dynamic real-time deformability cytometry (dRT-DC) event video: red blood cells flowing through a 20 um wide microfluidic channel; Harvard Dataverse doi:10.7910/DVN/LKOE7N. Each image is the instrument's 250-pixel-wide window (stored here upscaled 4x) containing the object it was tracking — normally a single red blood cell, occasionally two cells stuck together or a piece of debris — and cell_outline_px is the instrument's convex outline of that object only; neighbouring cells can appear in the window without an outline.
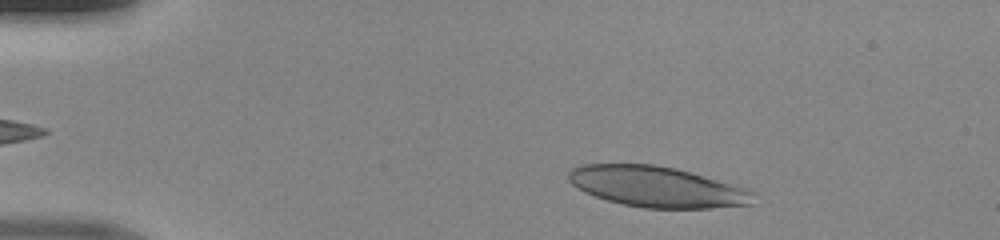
{"species": "human", "species_latin": "Homo sapiens", "temperature_condition": "room temperature", "stored_images_in_passage": 43, "camera_frame_rate_fps": 3000, "um_per_image_px": 0.085, "donor": {"sex": "male"}, "frame": {"image": 1, "passage_image": 4, "time_ms": 1.0, "image_size_px": [1000, 240], "cell_outline_px": [[752, 204], [712, 208], [644, 208], [624, 204], [608, 200], [584, 192], [572, 184], [568, 180], [568, 172], [572, 168], [580, 164], [656, 164], [676, 168], [748, 188], [752, 192]], "centroid_in_image_um": [55.82, 15.86], "position_along_channel_um": 29.2, "area_um2": 43.75}}
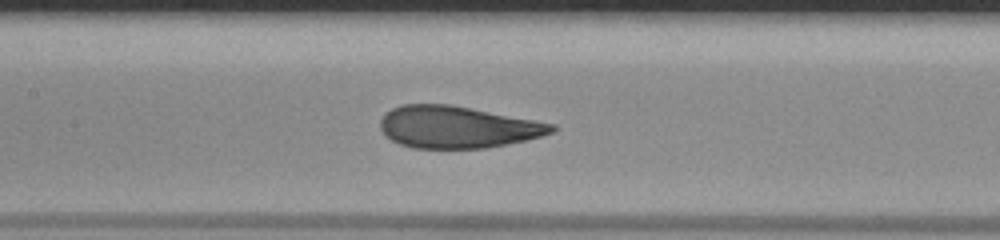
{"frame": {"image": 2, "passage_image": 19, "time_ms": 6.0, "image_size_px": [1000, 240], "cell_outline_px": [[556, 128], [552, 132], [540, 136], [524, 140], [484, 148], [412, 148], [400, 144], [384, 136], [380, 128], [380, 120], [392, 108], [400, 104], [448, 104], [556, 124]], "centroid_in_image_um": [38.83, 10.8], "position_along_channel_um": 168.6, "area_um2": 41.56}}
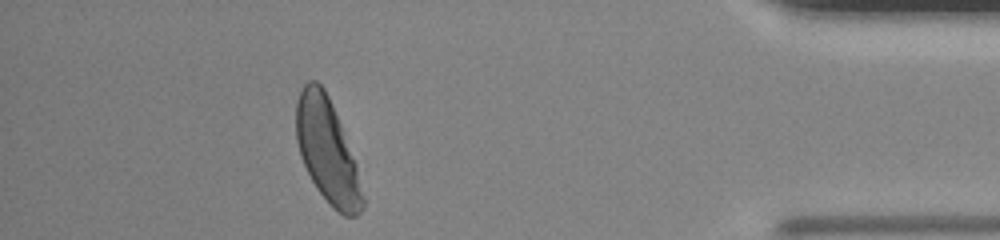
{"frame": {"image": 3, "passage_image": 39, "time_ms": 12.667, "image_size_px": [1000, 240], "cell_outline_px": [[364, 208], [356, 216], [344, 216], [332, 208], [316, 188], [300, 156], [296, 140], [296, 100], [304, 84], [308, 80], [316, 80], [324, 88], [328, 96], [340, 124], [356, 164], [364, 196]], "centroid_in_image_um": [27.81, 12.84], "position_along_channel_um": 407.4, "area_um2": 40.0}}